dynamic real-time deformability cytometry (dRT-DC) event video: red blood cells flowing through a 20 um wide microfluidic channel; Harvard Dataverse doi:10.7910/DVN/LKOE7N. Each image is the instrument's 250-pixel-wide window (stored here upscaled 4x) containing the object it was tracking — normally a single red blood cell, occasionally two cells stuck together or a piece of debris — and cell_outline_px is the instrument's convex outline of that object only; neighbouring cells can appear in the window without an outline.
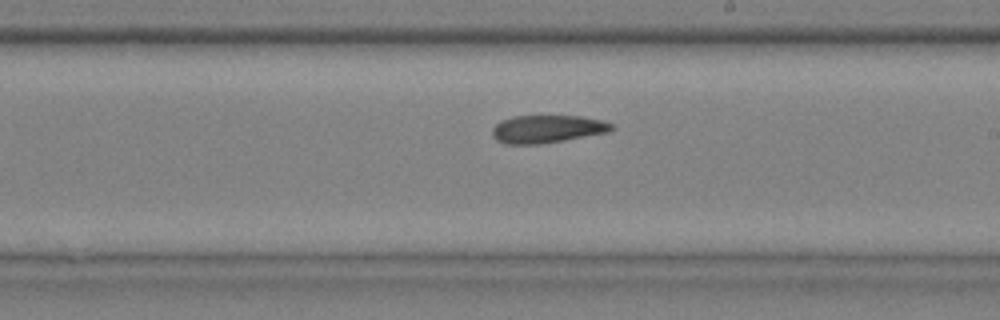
{"species": "common noctule bat (a hibernating species)", "species_latin": "Nyctalus noctula", "temperature_condition": "cold", "stored_images_in_passage": 7, "segment_of_instrument_passage": [2, 2], "camera_frame_rate_fps": 3000, "um_per_image_px": 0.085, "animal": {"sex": "male", "body_mass_g": 20.4}, "frame": {"image": 1, "passage_image": 7, "time_ms": 2.0, "image_size_px": [1000, 320], "cell_outline_px": [[616, 128], [608, 132], [564, 140], [540, 144], [504, 144], [496, 140], [492, 136], [492, 128], [500, 120], [512, 116], [580, 116], [600, 120], [612, 124]], "centroid_in_image_um": [46.47, 10.96], "position_along_channel_um": 242.5, "area_um2": 19.36}}